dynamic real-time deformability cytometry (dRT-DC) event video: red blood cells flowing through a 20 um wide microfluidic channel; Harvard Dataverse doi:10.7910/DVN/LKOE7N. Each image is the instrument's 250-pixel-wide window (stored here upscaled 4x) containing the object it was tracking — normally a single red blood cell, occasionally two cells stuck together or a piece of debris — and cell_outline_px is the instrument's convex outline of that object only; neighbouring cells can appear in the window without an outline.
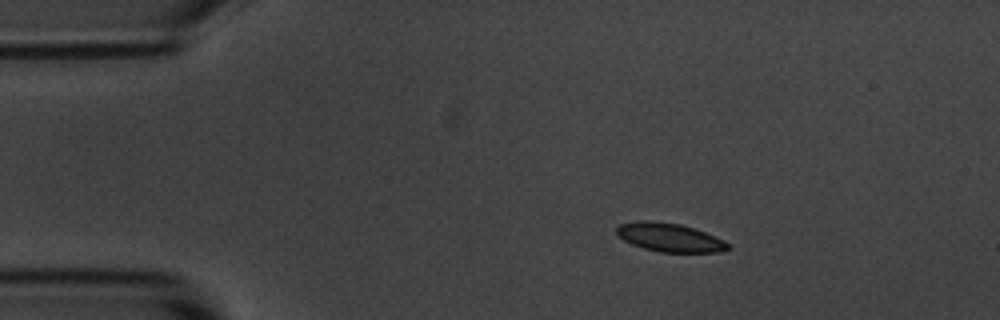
{"species": "common noctule bat (a hibernating species)", "species_latin": "Nyctalus noctula", "temperature_condition": "room temperature", "stored_images_in_passage": 5, "camera_frame_rate_fps": 3000, "um_per_image_px": 0.085, "animal": {"sex": "male", "body_mass_g": 20.1, "forearm_length_mm": 53.5}, "frame": {"image": 1, "passage_image": 2, "time_ms": 2.0, "image_size_px": [1000, 320], "cell_outline_px": [[732, 248], [716, 252], [660, 252], [644, 248], [632, 244], [624, 240], [616, 232], [616, 228], [620, 224], [640, 220], [648, 220], [680, 224], [704, 232], [724, 240], [732, 244]], "centroid_in_image_um": [56.94, 20.18], "position_along_channel_um": 28.1, "area_um2": 18.44}}
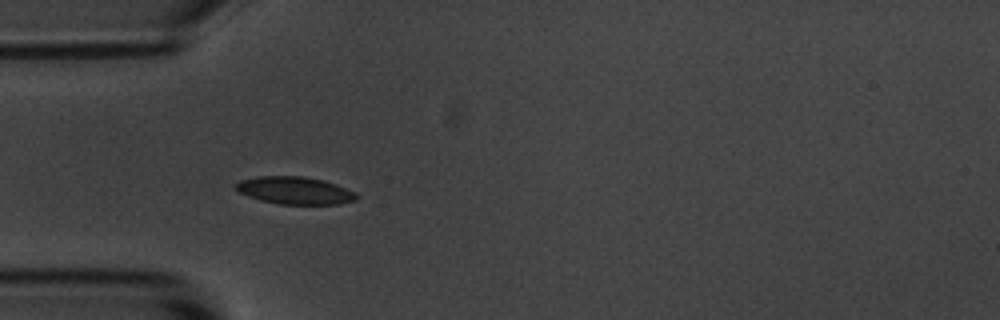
{"frame": {"image": 2, "passage_image": 4, "time_ms": 4.333, "image_size_px": [1000, 320], "cell_outline_px": [[356, 200], [336, 204], [280, 204], [260, 200], [248, 196], [240, 192], [232, 184], [240, 180], [256, 176], [304, 176], [324, 180], [336, 184], [356, 192]], "centroid_in_image_um": [25.03, 16.18], "position_along_channel_um": 60.0, "area_um2": 19.36}}